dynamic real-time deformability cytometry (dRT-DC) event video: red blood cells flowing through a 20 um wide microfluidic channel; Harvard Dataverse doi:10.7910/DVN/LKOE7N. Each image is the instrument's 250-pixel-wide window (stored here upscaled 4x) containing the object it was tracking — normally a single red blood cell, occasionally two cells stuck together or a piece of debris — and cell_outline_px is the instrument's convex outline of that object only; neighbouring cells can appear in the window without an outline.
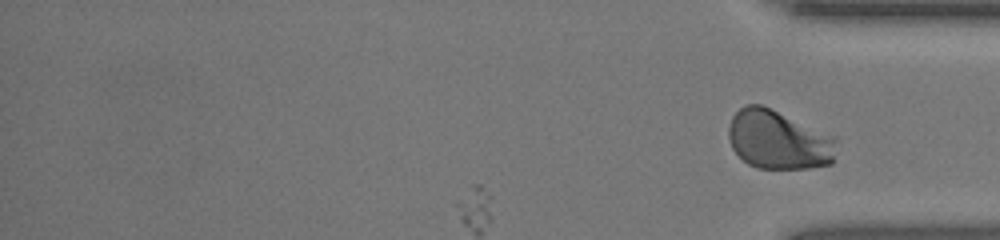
{"species": "human", "species_latin": "Homo sapiens", "temperature_condition": "room temperature", "stored_images_in_passage": 28, "camera_frame_rate_fps": 3000, "um_per_image_px": 0.085, "donor": {"sex": "female"}, "frame": {"image": 1, "passage_image": 28, "time_ms": 9.0, "image_size_px": [1000, 240], "cell_outline_px": [[836, 140], [832, 164], [808, 168], [756, 168], [748, 164], [732, 148], [728, 136], [728, 128], [732, 116], [744, 104], [760, 104], [836, 136]], "centroid_in_image_um": [66.16, 11.88], "position_along_channel_um": 369.0, "area_um2": 37.05}}